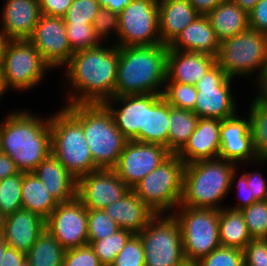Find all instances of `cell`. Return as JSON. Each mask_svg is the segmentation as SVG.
Wrapping results in <instances>:
<instances>
[{
	"label": "cell",
	"instance_id": "obj_62",
	"mask_svg": "<svg viewBox=\"0 0 267 266\" xmlns=\"http://www.w3.org/2000/svg\"><path fill=\"white\" fill-rule=\"evenodd\" d=\"M2 96H3V94H2V92H1V90H0V99H1Z\"/></svg>",
	"mask_w": 267,
	"mask_h": 266
},
{
	"label": "cell",
	"instance_id": "obj_9",
	"mask_svg": "<svg viewBox=\"0 0 267 266\" xmlns=\"http://www.w3.org/2000/svg\"><path fill=\"white\" fill-rule=\"evenodd\" d=\"M52 69L28 39L9 40L0 69V90L34 88Z\"/></svg>",
	"mask_w": 267,
	"mask_h": 266
},
{
	"label": "cell",
	"instance_id": "obj_51",
	"mask_svg": "<svg viewBox=\"0 0 267 266\" xmlns=\"http://www.w3.org/2000/svg\"><path fill=\"white\" fill-rule=\"evenodd\" d=\"M2 259L0 266H20L26 261V253L7 246L4 250Z\"/></svg>",
	"mask_w": 267,
	"mask_h": 266
},
{
	"label": "cell",
	"instance_id": "obj_37",
	"mask_svg": "<svg viewBox=\"0 0 267 266\" xmlns=\"http://www.w3.org/2000/svg\"><path fill=\"white\" fill-rule=\"evenodd\" d=\"M162 96L172 107L192 111L196 104L197 89L189 84L165 82Z\"/></svg>",
	"mask_w": 267,
	"mask_h": 266
},
{
	"label": "cell",
	"instance_id": "obj_22",
	"mask_svg": "<svg viewBox=\"0 0 267 266\" xmlns=\"http://www.w3.org/2000/svg\"><path fill=\"white\" fill-rule=\"evenodd\" d=\"M221 120L199 118L195 131L176 154L186 165L199 160L217 159L220 149Z\"/></svg>",
	"mask_w": 267,
	"mask_h": 266
},
{
	"label": "cell",
	"instance_id": "obj_39",
	"mask_svg": "<svg viewBox=\"0 0 267 266\" xmlns=\"http://www.w3.org/2000/svg\"><path fill=\"white\" fill-rule=\"evenodd\" d=\"M66 34L73 52L93 48L101 44L92 24H67Z\"/></svg>",
	"mask_w": 267,
	"mask_h": 266
},
{
	"label": "cell",
	"instance_id": "obj_1",
	"mask_svg": "<svg viewBox=\"0 0 267 266\" xmlns=\"http://www.w3.org/2000/svg\"><path fill=\"white\" fill-rule=\"evenodd\" d=\"M111 46L100 44L73 53L64 66L72 89L68 90L66 105L104 103L114 97L119 46Z\"/></svg>",
	"mask_w": 267,
	"mask_h": 266
},
{
	"label": "cell",
	"instance_id": "obj_24",
	"mask_svg": "<svg viewBox=\"0 0 267 266\" xmlns=\"http://www.w3.org/2000/svg\"><path fill=\"white\" fill-rule=\"evenodd\" d=\"M168 48L216 57L220 48V41L217 39L208 17L199 15L178 34L168 45Z\"/></svg>",
	"mask_w": 267,
	"mask_h": 266
},
{
	"label": "cell",
	"instance_id": "obj_29",
	"mask_svg": "<svg viewBox=\"0 0 267 266\" xmlns=\"http://www.w3.org/2000/svg\"><path fill=\"white\" fill-rule=\"evenodd\" d=\"M169 103L162 95L146 94L145 143L168 149Z\"/></svg>",
	"mask_w": 267,
	"mask_h": 266
},
{
	"label": "cell",
	"instance_id": "obj_17",
	"mask_svg": "<svg viewBox=\"0 0 267 266\" xmlns=\"http://www.w3.org/2000/svg\"><path fill=\"white\" fill-rule=\"evenodd\" d=\"M51 68L65 66L73 55L63 17L41 15L28 38Z\"/></svg>",
	"mask_w": 267,
	"mask_h": 266
},
{
	"label": "cell",
	"instance_id": "obj_41",
	"mask_svg": "<svg viewBox=\"0 0 267 266\" xmlns=\"http://www.w3.org/2000/svg\"><path fill=\"white\" fill-rule=\"evenodd\" d=\"M197 266H244L243 250L220 246L195 263Z\"/></svg>",
	"mask_w": 267,
	"mask_h": 266
},
{
	"label": "cell",
	"instance_id": "obj_58",
	"mask_svg": "<svg viewBox=\"0 0 267 266\" xmlns=\"http://www.w3.org/2000/svg\"><path fill=\"white\" fill-rule=\"evenodd\" d=\"M20 266H30L29 262L26 260L25 262H23Z\"/></svg>",
	"mask_w": 267,
	"mask_h": 266
},
{
	"label": "cell",
	"instance_id": "obj_47",
	"mask_svg": "<svg viewBox=\"0 0 267 266\" xmlns=\"http://www.w3.org/2000/svg\"><path fill=\"white\" fill-rule=\"evenodd\" d=\"M249 28L267 34V0H259L248 14Z\"/></svg>",
	"mask_w": 267,
	"mask_h": 266
},
{
	"label": "cell",
	"instance_id": "obj_14",
	"mask_svg": "<svg viewBox=\"0 0 267 266\" xmlns=\"http://www.w3.org/2000/svg\"><path fill=\"white\" fill-rule=\"evenodd\" d=\"M45 229L65 250L88 245V209L77 198L59 203L45 220Z\"/></svg>",
	"mask_w": 267,
	"mask_h": 266
},
{
	"label": "cell",
	"instance_id": "obj_48",
	"mask_svg": "<svg viewBox=\"0 0 267 266\" xmlns=\"http://www.w3.org/2000/svg\"><path fill=\"white\" fill-rule=\"evenodd\" d=\"M247 184H250L251 196L255 202L267 200V183L261 173L245 172Z\"/></svg>",
	"mask_w": 267,
	"mask_h": 266
},
{
	"label": "cell",
	"instance_id": "obj_2",
	"mask_svg": "<svg viewBox=\"0 0 267 266\" xmlns=\"http://www.w3.org/2000/svg\"><path fill=\"white\" fill-rule=\"evenodd\" d=\"M0 124L1 152L18 170L30 173L51 153L50 117L44 120L24 110L9 113Z\"/></svg>",
	"mask_w": 267,
	"mask_h": 266
},
{
	"label": "cell",
	"instance_id": "obj_54",
	"mask_svg": "<svg viewBox=\"0 0 267 266\" xmlns=\"http://www.w3.org/2000/svg\"><path fill=\"white\" fill-rule=\"evenodd\" d=\"M101 7H106L112 12L119 14L132 0H98Z\"/></svg>",
	"mask_w": 267,
	"mask_h": 266
},
{
	"label": "cell",
	"instance_id": "obj_57",
	"mask_svg": "<svg viewBox=\"0 0 267 266\" xmlns=\"http://www.w3.org/2000/svg\"><path fill=\"white\" fill-rule=\"evenodd\" d=\"M8 246V244L6 243V241L4 240L3 235L0 233V263L2 262V257L4 254V250L5 248Z\"/></svg>",
	"mask_w": 267,
	"mask_h": 266
},
{
	"label": "cell",
	"instance_id": "obj_55",
	"mask_svg": "<svg viewBox=\"0 0 267 266\" xmlns=\"http://www.w3.org/2000/svg\"><path fill=\"white\" fill-rule=\"evenodd\" d=\"M247 14H249L259 0H232Z\"/></svg>",
	"mask_w": 267,
	"mask_h": 266
},
{
	"label": "cell",
	"instance_id": "obj_27",
	"mask_svg": "<svg viewBox=\"0 0 267 266\" xmlns=\"http://www.w3.org/2000/svg\"><path fill=\"white\" fill-rule=\"evenodd\" d=\"M162 44L169 45L200 14L188 0H158Z\"/></svg>",
	"mask_w": 267,
	"mask_h": 266
},
{
	"label": "cell",
	"instance_id": "obj_43",
	"mask_svg": "<svg viewBox=\"0 0 267 266\" xmlns=\"http://www.w3.org/2000/svg\"><path fill=\"white\" fill-rule=\"evenodd\" d=\"M111 266H145L144 248L137 234L127 241Z\"/></svg>",
	"mask_w": 267,
	"mask_h": 266
},
{
	"label": "cell",
	"instance_id": "obj_23",
	"mask_svg": "<svg viewBox=\"0 0 267 266\" xmlns=\"http://www.w3.org/2000/svg\"><path fill=\"white\" fill-rule=\"evenodd\" d=\"M216 63V57L196 52L169 49L165 82L195 84Z\"/></svg>",
	"mask_w": 267,
	"mask_h": 266
},
{
	"label": "cell",
	"instance_id": "obj_60",
	"mask_svg": "<svg viewBox=\"0 0 267 266\" xmlns=\"http://www.w3.org/2000/svg\"><path fill=\"white\" fill-rule=\"evenodd\" d=\"M185 266H197L195 263H187Z\"/></svg>",
	"mask_w": 267,
	"mask_h": 266
},
{
	"label": "cell",
	"instance_id": "obj_36",
	"mask_svg": "<svg viewBox=\"0 0 267 266\" xmlns=\"http://www.w3.org/2000/svg\"><path fill=\"white\" fill-rule=\"evenodd\" d=\"M23 172L0 181V215L5 217L22 208L21 186Z\"/></svg>",
	"mask_w": 267,
	"mask_h": 266
},
{
	"label": "cell",
	"instance_id": "obj_10",
	"mask_svg": "<svg viewBox=\"0 0 267 266\" xmlns=\"http://www.w3.org/2000/svg\"><path fill=\"white\" fill-rule=\"evenodd\" d=\"M178 207L176 208L177 213L172 214L178 220L182 231L185 260L187 263H196L221 246L219 210Z\"/></svg>",
	"mask_w": 267,
	"mask_h": 266
},
{
	"label": "cell",
	"instance_id": "obj_3",
	"mask_svg": "<svg viewBox=\"0 0 267 266\" xmlns=\"http://www.w3.org/2000/svg\"><path fill=\"white\" fill-rule=\"evenodd\" d=\"M168 50L167 44L119 46L114 96L162 95L166 81Z\"/></svg>",
	"mask_w": 267,
	"mask_h": 266
},
{
	"label": "cell",
	"instance_id": "obj_30",
	"mask_svg": "<svg viewBox=\"0 0 267 266\" xmlns=\"http://www.w3.org/2000/svg\"><path fill=\"white\" fill-rule=\"evenodd\" d=\"M46 190L43 182L33 172L23 173L22 208L38 214L44 220L59 204Z\"/></svg>",
	"mask_w": 267,
	"mask_h": 266
},
{
	"label": "cell",
	"instance_id": "obj_52",
	"mask_svg": "<svg viewBox=\"0 0 267 266\" xmlns=\"http://www.w3.org/2000/svg\"><path fill=\"white\" fill-rule=\"evenodd\" d=\"M19 172L20 171L15 165V162L10 158V156L0 152V181L8 176L16 175Z\"/></svg>",
	"mask_w": 267,
	"mask_h": 266
},
{
	"label": "cell",
	"instance_id": "obj_49",
	"mask_svg": "<svg viewBox=\"0 0 267 266\" xmlns=\"http://www.w3.org/2000/svg\"><path fill=\"white\" fill-rule=\"evenodd\" d=\"M39 3L43 15L63 17L73 0H39Z\"/></svg>",
	"mask_w": 267,
	"mask_h": 266
},
{
	"label": "cell",
	"instance_id": "obj_5",
	"mask_svg": "<svg viewBox=\"0 0 267 266\" xmlns=\"http://www.w3.org/2000/svg\"><path fill=\"white\" fill-rule=\"evenodd\" d=\"M64 108L81 124L94 164L113 169L128 139L116 128L113 116L103 103L69 104Z\"/></svg>",
	"mask_w": 267,
	"mask_h": 266
},
{
	"label": "cell",
	"instance_id": "obj_44",
	"mask_svg": "<svg viewBox=\"0 0 267 266\" xmlns=\"http://www.w3.org/2000/svg\"><path fill=\"white\" fill-rule=\"evenodd\" d=\"M92 26L100 41L108 36L110 38V31L115 32V37H117L116 39L118 40L119 14L112 12L106 7H100L98 13L94 17Z\"/></svg>",
	"mask_w": 267,
	"mask_h": 266
},
{
	"label": "cell",
	"instance_id": "obj_32",
	"mask_svg": "<svg viewBox=\"0 0 267 266\" xmlns=\"http://www.w3.org/2000/svg\"><path fill=\"white\" fill-rule=\"evenodd\" d=\"M168 151L177 154L195 131L199 117L190 110L177 109L169 104Z\"/></svg>",
	"mask_w": 267,
	"mask_h": 266
},
{
	"label": "cell",
	"instance_id": "obj_15",
	"mask_svg": "<svg viewBox=\"0 0 267 266\" xmlns=\"http://www.w3.org/2000/svg\"><path fill=\"white\" fill-rule=\"evenodd\" d=\"M170 155L165 146L128 140L113 170L132 190Z\"/></svg>",
	"mask_w": 267,
	"mask_h": 266
},
{
	"label": "cell",
	"instance_id": "obj_6",
	"mask_svg": "<svg viewBox=\"0 0 267 266\" xmlns=\"http://www.w3.org/2000/svg\"><path fill=\"white\" fill-rule=\"evenodd\" d=\"M216 63L233 79L258 75L256 85L263 90L267 83V34L248 28L222 40Z\"/></svg>",
	"mask_w": 267,
	"mask_h": 266
},
{
	"label": "cell",
	"instance_id": "obj_13",
	"mask_svg": "<svg viewBox=\"0 0 267 266\" xmlns=\"http://www.w3.org/2000/svg\"><path fill=\"white\" fill-rule=\"evenodd\" d=\"M227 73L215 63L195 84L197 99L192 110L199 118L228 119L238 114Z\"/></svg>",
	"mask_w": 267,
	"mask_h": 266
},
{
	"label": "cell",
	"instance_id": "obj_42",
	"mask_svg": "<svg viewBox=\"0 0 267 266\" xmlns=\"http://www.w3.org/2000/svg\"><path fill=\"white\" fill-rule=\"evenodd\" d=\"M98 0H73L63 16L67 24H93L94 17L100 8Z\"/></svg>",
	"mask_w": 267,
	"mask_h": 266
},
{
	"label": "cell",
	"instance_id": "obj_7",
	"mask_svg": "<svg viewBox=\"0 0 267 266\" xmlns=\"http://www.w3.org/2000/svg\"><path fill=\"white\" fill-rule=\"evenodd\" d=\"M50 116L51 153L77 180L99 170L81 124L64 108Z\"/></svg>",
	"mask_w": 267,
	"mask_h": 266
},
{
	"label": "cell",
	"instance_id": "obj_28",
	"mask_svg": "<svg viewBox=\"0 0 267 266\" xmlns=\"http://www.w3.org/2000/svg\"><path fill=\"white\" fill-rule=\"evenodd\" d=\"M206 16L220 42L249 28L248 14L232 0L223 1Z\"/></svg>",
	"mask_w": 267,
	"mask_h": 266
},
{
	"label": "cell",
	"instance_id": "obj_40",
	"mask_svg": "<svg viewBox=\"0 0 267 266\" xmlns=\"http://www.w3.org/2000/svg\"><path fill=\"white\" fill-rule=\"evenodd\" d=\"M119 229L103 209H88V240L104 239Z\"/></svg>",
	"mask_w": 267,
	"mask_h": 266
},
{
	"label": "cell",
	"instance_id": "obj_18",
	"mask_svg": "<svg viewBox=\"0 0 267 266\" xmlns=\"http://www.w3.org/2000/svg\"><path fill=\"white\" fill-rule=\"evenodd\" d=\"M218 158L231 161L235 164L248 161L266 162L257 156L251 131L249 118H240L239 115L221 120L220 149Z\"/></svg>",
	"mask_w": 267,
	"mask_h": 266
},
{
	"label": "cell",
	"instance_id": "obj_56",
	"mask_svg": "<svg viewBox=\"0 0 267 266\" xmlns=\"http://www.w3.org/2000/svg\"><path fill=\"white\" fill-rule=\"evenodd\" d=\"M9 40L10 39L2 31H0V69L2 67L5 49H6V46L9 42Z\"/></svg>",
	"mask_w": 267,
	"mask_h": 266
},
{
	"label": "cell",
	"instance_id": "obj_46",
	"mask_svg": "<svg viewBox=\"0 0 267 266\" xmlns=\"http://www.w3.org/2000/svg\"><path fill=\"white\" fill-rule=\"evenodd\" d=\"M243 254L245 266H267V238L251 239Z\"/></svg>",
	"mask_w": 267,
	"mask_h": 266
},
{
	"label": "cell",
	"instance_id": "obj_59",
	"mask_svg": "<svg viewBox=\"0 0 267 266\" xmlns=\"http://www.w3.org/2000/svg\"><path fill=\"white\" fill-rule=\"evenodd\" d=\"M262 91L267 95V83Z\"/></svg>",
	"mask_w": 267,
	"mask_h": 266
},
{
	"label": "cell",
	"instance_id": "obj_50",
	"mask_svg": "<svg viewBox=\"0 0 267 266\" xmlns=\"http://www.w3.org/2000/svg\"><path fill=\"white\" fill-rule=\"evenodd\" d=\"M236 188L238 189V195H240L239 197L241 199L237 205L233 207L231 206L230 209L241 211L255 202L253 196H251L250 184H247V177L245 173H242L240 176L239 180L237 181Z\"/></svg>",
	"mask_w": 267,
	"mask_h": 266
},
{
	"label": "cell",
	"instance_id": "obj_26",
	"mask_svg": "<svg viewBox=\"0 0 267 266\" xmlns=\"http://www.w3.org/2000/svg\"><path fill=\"white\" fill-rule=\"evenodd\" d=\"M103 210L119 228L133 234H139L156 215L133 190Z\"/></svg>",
	"mask_w": 267,
	"mask_h": 266
},
{
	"label": "cell",
	"instance_id": "obj_19",
	"mask_svg": "<svg viewBox=\"0 0 267 266\" xmlns=\"http://www.w3.org/2000/svg\"><path fill=\"white\" fill-rule=\"evenodd\" d=\"M112 102H118L119 108L115 109ZM103 104L111 112L116 128L128 140L145 143L146 94L114 96Z\"/></svg>",
	"mask_w": 267,
	"mask_h": 266
},
{
	"label": "cell",
	"instance_id": "obj_20",
	"mask_svg": "<svg viewBox=\"0 0 267 266\" xmlns=\"http://www.w3.org/2000/svg\"><path fill=\"white\" fill-rule=\"evenodd\" d=\"M45 230V220L27 209H19L2 218L0 233L8 246L27 253Z\"/></svg>",
	"mask_w": 267,
	"mask_h": 266
},
{
	"label": "cell",
	"instance_id": "obj_12",
	"mask_svg": "<svg viewBox=\"0 0 267 266\" xmlns=\"http://www.w3.org/2000/svg\"><path fill=\"white\" fill-rule=\"evenodd\" d=\"M114 42L121 47L162 44L158 0H132L119 13L118 41Z\"/></svg>",
	"mask_w": 267,
	"mask_h": 266
},
{
	"label": "cell",
	"instance_id": "obj_33",
	"mask_svg": "<svg viewBox=\"0 0 267 266\" xmlns=\"http://www.w3.org/2000/svg\"><path fill=\"white\" fill-rule=\"evenodd\" d=\"M257 95L248 112L250 131L257 156L267 159V95L262 90Z\"/></svg>",
	"mask_w": 267,
	"mask_h": 266
},
{
	"label": "cell",
	"instance_id": "obj_38",
	"mask_svg": "<svg viewBox=\"0 0 267 266\" xmlns=\"http://www.w3.org/2000/svg\"><path fill=\"white\" fill-rule=\"evenodd\" d=\"M241 213L252 239L267 238V200L254 202Z\"/></svg>",
	"mask_w": 267,
	"mask_h": 266
},
{
	"label": "cell",
	"instance_id": "obj_35",
	"mask_svg": "<svg viewBox=\"0 0 267 266\" xmlns=\"http://www.w3.org/2000/svg\"><path fill=\"white\" fill-rule=\"evenodd\" d=\"M133 235L132 232L120 228L113 235L104 239L88 240V244L103 266H111L117 254L120 253Z\"/></svg>",
	"mask_w": 267,
	"mask_h": 266
},
{
	"label": "cell",
	"instance_id": "obj_11",
	"mask_svg": "<svg viewBox=\"0 0 267 266\" xmlns=\"http://www.w3.org/2000/svg\"><path fill=\"white\" fill-rule=\"evenodd\" d=\"M143 244L145 266H185L182 231L173 214L155 215L137 234Z\"/></svg>",
	"mask_w": 267,
	"mask_h": 266
},
{
	"label": "cell",
	"instance_id": "obj_53",
	"mask_svg": "<svg viewBox=\"0 0 267 266\" xmlns=\"http://www.w3.org/2000/svg\"><path fill=\"white\" fill-rule=\"evenodd\" d=\"M200 15H207L225 0H188Z\"/></svg>",
	"mask_w": 267,
	"mask_h": 266
},
{
	"label": "cell",
	"instance_id": "obj_4",
	"mask_svg": "<svg viewBox=\"0 0 267 266\" xmlns=\"http://www.w3.org/2000/svg\"><path fill=\"white\" fill-rule=\"evenodd\" d=\"M236 167L237 164L220 158L186 164L179 206L222 209L219 203L234 185L238 170Z\"/></svg>",
	"mask_w": 267,
	"mask_h": 266
},
{
	"label": "cell",
	"instance_id": "obj_25",
	"mask_svg": "<svg viewBox=\"0 0 267 266\" xmlns=\"http://www.w3.org/2000/svg\"><path fill=\"white\" fill-rule=\"evenodd\" d=\"M33 173L58 203H66L76 198L77 179L52 153L38 164Z\"/></svg>",
	"mask_w": 267,
	"mask_h": 266
},
{
	"label": "cell",
	"instance_id": "obj_34",
	"mask_svg": "<svg viewBox=\"0 0 267 266\" xmlns=\"http://www.w3.org/2000/svg\"><path fill=\"white\" fill-rule=\"evenodd\" d=\"M65 249L45 229L26 253L30 266H63Z\"/></svg>",
	"mask_w": 267,
	"mask_h": 266
},
{
	"label": "cell",
	"instance_id": "obj_31",
	"mask_svg": "<svg viewBox=\"0 0 267 266\" xmlns=\"http://www.w3.org/2000/svg\"><path fill=\"white\" fill-rule=\"evenodd\" d=\"M219 238L221 246L241 250L251 241L241 211L227 207L219 210Z\"/></svg>",
	"mask_w": 267,
	"mask_h": 266
},
{
	"label": "cell",
	"instance_id": "obj_61",
	"mask_svg": "<svg viewBox=\"0 0 267 266\" xmlns=\"http://www.w3.org/2000/svg\"><path fill=\"white\" fill-rule=\"evenodd\" d=\"M2 216L0 215V230H1V228H2Z\"/></svg>",
	"mask_w": 267,
	"mask_h": 266
},
{
	"label": "cell",
	"instance_id": "obj_21",
	"mask_svg": "<svg viewBox=\"0 0 267 266\" xmlns=\"http://www.w3.org/2000/svg\"><path fill=\"white\" fill-rule=\"evenodd\" d=\"M5 2L0 18V31L10 40L28 39L42 15L39 0Z\"/></svg>",
	"mask_w": 267,
	"mask_h": 266
},
{
	"label": "cell",
	"instance_id": "obj_8",
	"mask_svg": "<svg viewBox=\"0 0 267 266\" xmlns=\"http://www.w3.org/2000/svg\"><path fill=\"white\" fill-rule=\"evenodd\" d=\"M184 167L183 161L171 154L132 190L156 215L172 214L167 211L180 205Z\"/></svg>",
	"mask_w": 267,
	"mask_h": 266
},
{
	"label": "cell",
	"instance_id": "obj_45",
	"mask_svg": "<svg viewBox=\"0 0 267 266\" xmlns=\"http://www.w3.org/2000/svg\"><path fill=\"white\" fill-rule=\"evenodd\" d=\"M63 266H103L90 245L65 250Z\"/></svg>",
	"mask_w": 267,
	"mask_h": 266
},
{
	"label": "cell",
	"instance_id": "obj_16",
	"mask_svg": "<svg viewBox=\"0 0 267 266\" xmlns=\"http://www.w3.org/2000/svg\"><path fill=\"white\" fill-rule=\"evenodd\" d=\"M130 190L113 169H99L77 180L76 198L87 209H104Z\"/></svg>",
	"mask_w": 267,
	"mask_h": 266
}]
</instances>
